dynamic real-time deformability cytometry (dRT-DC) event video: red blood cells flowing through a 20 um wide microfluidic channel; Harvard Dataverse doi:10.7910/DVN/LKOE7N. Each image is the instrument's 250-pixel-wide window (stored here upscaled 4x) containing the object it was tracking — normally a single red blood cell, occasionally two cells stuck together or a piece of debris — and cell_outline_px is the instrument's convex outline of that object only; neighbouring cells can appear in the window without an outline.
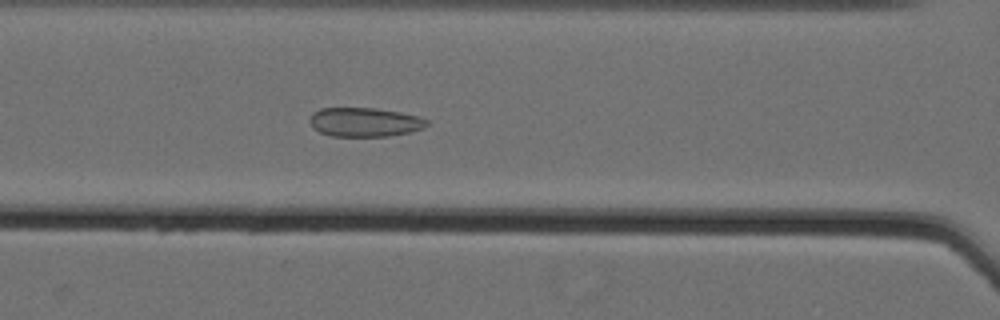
{"species": "Egyptian fruit bat (a non-hibernating species)", "species_latin": "Rousettus aegyptiacus", "temperature_condition": "cold", "stored_images_in_passage": 44, "camera_frame_rate_fps": 3000, "um_per_image_px": 0.085, "animal": {"sex": "female"}, "frame": {"image": 1, "passage_image": 31, "time_ms": 10.0, "image_size_px": [1000, 320], "cell_outline_px": [[428, 124], [424, 128], [408, 132], [388, 136], [332, 136], [320, 132], [312, 128], [308, 120], [312, 112], [320, 108], [376, 108], [400, 112], [420, 116], [428, 120]], "centroid_in_image_um": [30.97, 10.37], "position_along_channel_um": 135.6, "area_um2": 20.0}}
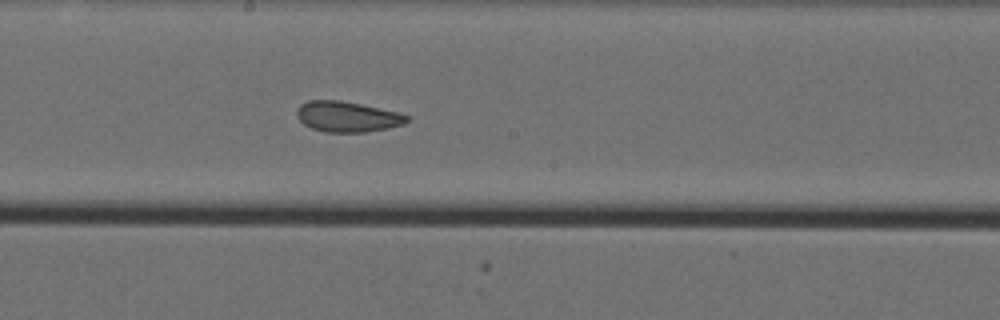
{"frame": {"image": 2, "passage_image": 38, "time_ms": 12.333, "image_size_px": [1000, 320], "cell_outline_px": [[408, 120], [404, 124], [388, 128], [364, 132], [328, 132], [312, 128], [304, 124], [296, 116], [296, 108], [300, 104], [308, 100], [340, 100], [400, 112], [408, 116]], "centroid_in_image_um": [29.5, 9.91], "position_along_channel_um": 218.7, "area_um2": 19.59}}
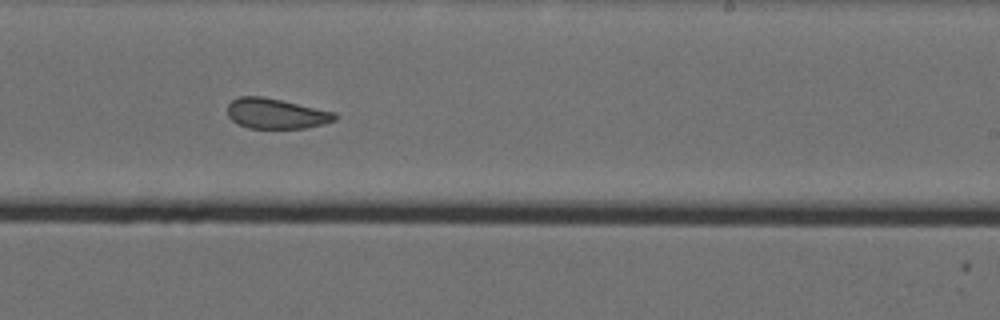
{"frame": {"image": 3, "passage_image": 42, "time_ms": 13.667, "image_size_px": [1000, 320], "cell_outline_px": [[336, 120], [324, 124], [304, 128], [248, 128], [232, 120], [228, 116], [228, 104], [232, 100], [240, 96], [260, 96], [280, 100], [336, 112]], "centroid_in_image_um": [23.47, 9.66], "position_along_channel_um": 265.5, "area_um2": 18.79}}